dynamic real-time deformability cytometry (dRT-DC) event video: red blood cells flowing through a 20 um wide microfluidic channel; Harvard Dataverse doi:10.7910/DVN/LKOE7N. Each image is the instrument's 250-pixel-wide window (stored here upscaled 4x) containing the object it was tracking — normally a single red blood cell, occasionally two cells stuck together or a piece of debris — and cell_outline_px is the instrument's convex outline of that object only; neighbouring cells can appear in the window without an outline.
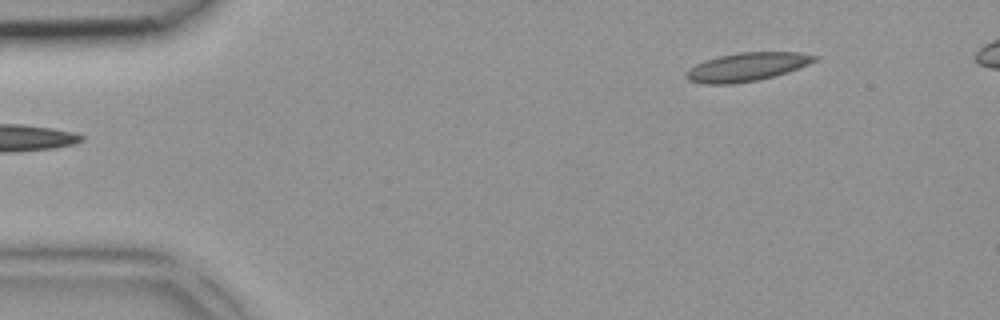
{"species": "common noctule bat (a hibernating species)", "species_latin": "Nyctalus noctula", "temperature_condition": "room temperature", "stored_images_in_passage": 5, "camera_frame_rate_fps": 3000, "um_per_image_px": 0.085, "animal": {"sex": "female", "body_mass_g": 18.4}, "frame": {"image": 1, "passage_image": 5, "time_ms": 1.333, "image_size_px": [1000, 320], "cell_outline_px": [[820, 56], [816, 60], [808, 64], [788, 72], [760, 80], [732, 84], [704, 84], [688, 80], [684, 76], [696, 64], [704, 60], [720, 56], [740, 52], [800, 52]], "centroid_in_image_um": [63.51, 5.69], "position_along_channel_um": 21.5, "area_um2": 21.27}}